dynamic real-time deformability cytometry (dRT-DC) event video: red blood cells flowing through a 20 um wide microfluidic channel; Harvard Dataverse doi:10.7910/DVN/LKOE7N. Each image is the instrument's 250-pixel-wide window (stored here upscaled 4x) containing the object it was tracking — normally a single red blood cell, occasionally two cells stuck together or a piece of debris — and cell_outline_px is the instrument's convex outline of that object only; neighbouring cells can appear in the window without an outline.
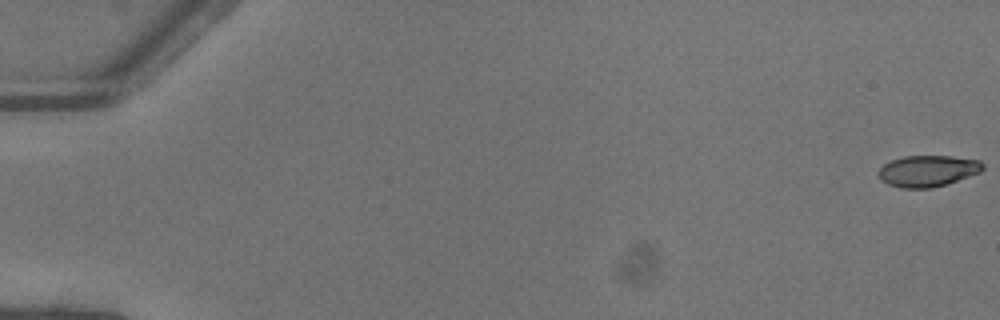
{"species": "common noctule bat (a hibernating species)", "species_latin": "Nyctalus noctula", "temperature_condition": "warm", "stored_images_in_passage": 52, "camera_frame_rate_fps": 3000, "um_per_image_px": 0.085, "animal": {"sex": "female"}, "frame": {"image": 1, "passage_image": 1, "time_ms": 0.0, "image_size_px": [1000, 320], "cell_outline_px": [[984, 168], [980, 172], [944, 184], [928, 188], [900, 188], [888, 184], [880, 180], [880, 168], [884, 164], [892, 160], [904, 156], [952, 156], [980, 160], [984, 164]], "centroid_in_image_um": [78.86, 14.52], "position_along_channel_um": 6.1, "area_um2": 18.79}}
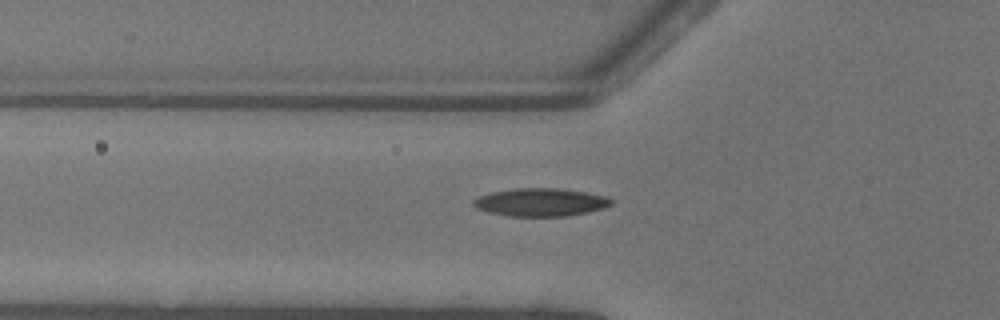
{"frame": {"image": 2, "passage_image": 20, "time_ms": 6.333, "image_size_px": [1000, 320], "cell_outline_px": [[612, 204], [604, 208], [588, 212], [568, 216], [508, 216], [488, 212], [476, 208], [472, 204], [472, 200], [480, 196], [492, 192], [516, 188], [560, 188], [584, 192], [604, 196], [612, 200]], "centroid_in_image_um": [45.93, 17.19], "position_along_channel_um": 79.9, "area_um2": 22.43}}
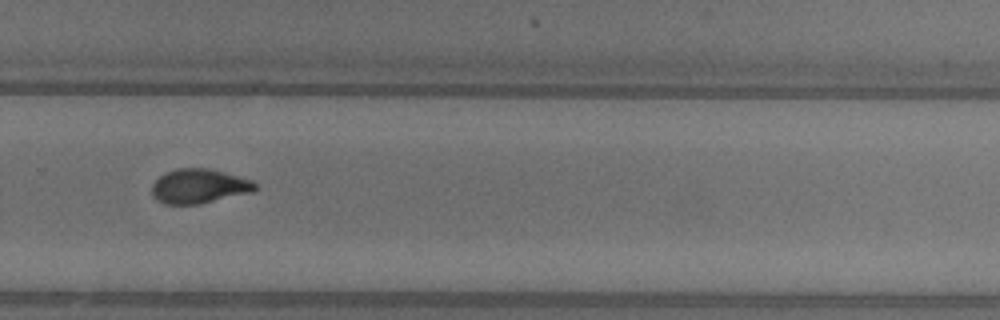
{"frame": {"image": 3, "passage_image": 37, "time_ms": 12.0, "image_size_px": [1000, 320], "cell_outline_px": [[260, 188], [252, 192], [200, 204], [164, 204], [156, 200], [152, 196], [152, 184], [160, 176], [176, 168], [208, 168], [252, 180]], "centroid_in_image_um": [16.92, 15.84], "position_along_channel_um": 312.9, "area_um2": 20.75}, "authors_computed_cell_mechanics": {"area_um2": 20.3167, "velocity_mm_per_s": 4.105, "shape_relaxation_time_tau1_ms": 4.6726, "shape_relaxation_time_tau2_ms": 1.8621, "deformation_change_tau1": 0.172, "deformation_change_tau2": 0.0823}}